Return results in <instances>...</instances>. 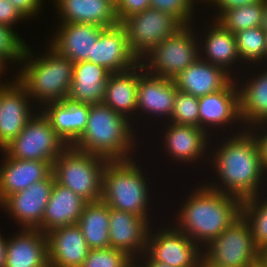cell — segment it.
Masks as SVG:
<instances>
[{
    "label": "cell",
    "mask_w": 267,
    "mask_h": 267,
    "mask_svg": "<svg viewBox=\"0 0 267 267\" xmlns=\"http://www.w3.org/2000/svg\"><path fill=\"white\" fill-rule=\"evenodd\" d=\"M240 131V132H239ZM223 142L210 154L207 161L215 170L217 182L206 183L212 189L244 200L263 191L267 178L262 168L261 155L255 135L242 128ZM226 140V141H224ZM219 180V182H218ZM264 180V181H262ZM220 184V185H218ZM262 186V188H261ZM261 188V190H260Z\"/></svg>",
    "instance_id": "obj_1"
},
{
    "label": "cell",
    "mask_w": 267,
    "mask_h": 267,
    "mask_svg": "<svg viewBox=\"0 0 267 267\" xmlns=\"http://www.w3.org/2000/svg\"><path fill=\"white\" fill-rule=\"evenodd\" d=\"M195 187L181 203L173 224L204 249L241 216L242 200L206 184Z\"/></svg>",
    "instance_id": "obj_2"
},
{
    "label": "cell",
    "mask_w": 267,
    "mask_h": 267,
    "mask_svg": "<svg viewBox=\"0 0 267 267\" xmlns=\"http://www.w3.org/2000/svg\"><path fill=\"white\" fill-rule=\"evenodd\" d=\"M47 48L46 54L38 56L25 44L19 61L20 66H24L15 76L32 99V104L35 101L40 103L38 109L41 105L67 99L73 78L74 63L49 44Z\"/></svg>",
    "instance_id": "obj_3"
},
{
    "label": "cell",
    "mask_w": 267,
    "mask_h": 267,
    "mask_svg": "<svg viewBox=\"0 0 267 267\" xmlns=\"http://www.w3.org/2000/svg\"><path fill=\"white\" fill-rule=\"evenodd\" d=\"M133 124L104 103L90 105L86 128L72 147L108 160L134 158L137 134Z\"/></svg>",
    "instance_id": "obj_4"
},
{
    "label": "cell",
    "mask_w": 267,
    "mask_h": 267,
    "mask_svg": "<svg viewBox=\"0 0 267 267\" xmlns=\"http://www.w3.org/2000/svg\"><path fill=\"white\" fill-rule=\"evenodd\" d=\"M141 167L133 158L108 160L104 167L101 200L109 208L129 212L151 221L148 206L151 202L150 184H147L149 179Z\"/></svg>",
    "instance_id": "obj_5"
},
{
    "label": "cell",
    "mask_w": 267,
    "mask_h": 267,
    "mask_svg": "<svg viewBox=\"0 0 267 267\" xmlns=\"http://www.w3.org/2000/svg\"><path fill=\"white\" fill-rule=\"evenodd\" d=\"M107 162L105 157L68 146L53 162L55 181L87 202L99 201Z\"/></svg>",
    "instance_id": "obj_6"
},
{
    "label": "cell",
    "mask_w": 267,
    "mask_h": 267,
    "mask_svg": "<svg viewBox=\"0 0 267 267\" xmlns=\"http://www.w3.org/2000/svg\"><path fill=\"white\" fill-rule=\"evenodd\" d=\"M191 26H183L164 39L140 61L148 74L174 79L200 58L198 33L196 36Z\"/></svg>",
    "instance_id": "obj_7"
},
{
    "label": "cell",
    "mask_w": 267,
    "mask_h": 267,
    "mask_svg": "<svg viewBox=\"0 0 267 267\" xmlns=\"http://www.w3.org/2000/svg\"><path fill=\"white\" fill-rule=\"evenodd\" d=\"M203 249V260L220 267H255L260 249L246 220L239 216Z\"/></svg>",
    "instance_id": "obj_8"
},
{
    "label": "cell",
    "mask_w": 267,
    "mask_h": 267,
    "mask_svg": "<svg viewBox=\"0 0 267 267\" xmlns=\"http://www.w3.org/2000/svg\"><path fill=\"white\" fill-rule=\"evenodd\" d=\"M68 146L55 133L48 118L38 109L22 132L0 152L20 160L53 163Z\"/></svg>",
    "instance_id": "obj_9"
},
{
    "label": "cell",
    "mask_w": 267,
    "mask_h": 267,
    "mask_svg": "<svg viewBox=\"0 0 267 267\" xmlns=\"http://www.w3.org/2000/svg\"><path fill=\"white\" fill-rule=\"evenodd\" d=\"M128 46L140 62L157 44L173 36L183 25L172 15L149 7L123 19Z\"/></svg>",
    "instance_id": "obj_10"
},
{
    "label": "cell",
    "mask_w": 267,
    "mask_h": 267,
    "mask_svg": "<svg viewBox=\"0 0 267 267\" xmlns=\"http://www.w3.org/2000/svg\"><path fill=\"white\" fill-rule=\"evenodd\" d=\"M151 229L146 252L155 261L166 263L171 267H200L203 249L186 234L173 224L160 227L154 233Z\"/></svg>",
    "instance_id": "obj_11"
},
{
    "label": "cell",
    "mask_w": 267,
    "mask_h": 267,
    "mask_svg": "<svg viewBox=\"0 0 267 267\" xmlns=\"http://www.w3.org/2000/svg\"><path fill=\"white\" fill-rule=\"evenodd\" d=\"M55 183L53 172L41 181L35 182L28 188L13 193L1 203L9 217H12L20 229H38L44 215Z\"/></svg>",
    "instance_id": "obj_12"
},
{
    "label": "cell",
    "mask_w": 267,
    "mask_h": 267,
    "mask_svg": "<svg viewBox=\"0 0 267 267\" xmlns=\"http://www.w3.org/2000/svg\"><path fill=\"white\" fill-rule=\"evenodd\" d=\"M35 108L25 88L15 77L12 82L1 84L0 150L22 132L38 110Z\"/></svg>",
    "instance_id": "obj_13"
},
{
    "label": "cell",
    "mask_w": 267,
    "mask_h": 267,
    "mask_svg": "<svg viewBox=\"0 0 267 267\" xmlns=\"http://www.w3.org/2000/svg\"><path fill=\"white\" fill-rule=\"evenodd\" d=\"M150 224L143 217L109 208L110 247L125 251L136 260L146 251Z\"/></svg>",
    "instance_id": "obj_14"
},
{
    "label": "cell",
    "mask_w": 267,
    "mask_h": 267,
    "mask_svg": "<svg viewBox=\"0 0 267 267\" xmlns=\"http://www.w3.org/2000/svg\"><path fill=\"white\" fill-rule=\"evenodd\" d=\"M176 85L173 79L148 74L139 62L137 91V113L148 117L170 119L176 98ZM139 111V112H138ZM145 112V113H144ZM154 114V115H153Z\"/></svg>",
    "instance_id": "obj_15"
},
{
    "label": "cell",
    "mask_w": 267,
    "mask_h": 267,
    "mask_svg": "<svg viewBox=\"0 0 267 267\" xmlns=\"http://www.w3.org/2000/svg\"><path fill=\"white\" fill-rule=\"evenodd\" d=\"M236 122L238 126L240 124V127L245 128L239 113L236 79L218 92L199 97V127L202 130L208 132L209 129L212 130L211 127L215 129L218 126L216 129H220L219 127H226L227 124L228 128Z\"/></svg>",
    "instance_id": "obj_16"
},
{
    "label": "cell",
    "mask_w": 267,
    "mask_h": 267,
    "mask_svg": "<svg viewBox=\"0 0 267 267\" xmlns=\"http://www.w3.org/2000/svg\"><path fill=\"white\" fill-rule=\"evenodd\" d=\"M167 124V128L163 129L165 136H163L164 142L162 144L169 158L179 162V164L181 162L182 164L185 162L195 164L198 160L199 162L202 159L205 160L206 156L210 157L206 155L209 151L206 148L211 144V140H209L211 133L209 134L200 127L170 122Z\"/></svg>",
    "instance_id": "obj_17"
},
{
    "label": "cell",
    "mask_w": 267,
    "mask_h": 267,
    "mask_svg": "<svg viewBox=\"0 0 267 267\" xmlns=\"http://www.w3.org/2000/svg\"><path fill=\"white\" fill-rule=\"evenodd\" d=\"M88 61L103 66L110 73L128 71L139 63L128 46L125 29L120 23L100 33Z\"/></svg>",
    "instance_id": "obj_18"
},
{
    "label": "cell",
    "mask_w": 267,
    "mask_h": 267,
    "mask_svg": "<svg viewBox=\"0 0 267 267\" xmlns=\"http://www.w3.org/2000/svg\"><path fill=\"white\" fill-rule=\"evenodd\" d=\"M104 29L89 23H59L48 44L73 63L88 61L93 46Z\"/></svg>",
    "instance_id": "obj_19"
},
{
    "label": "cell",
    "mask_w": 267,
    "mask_h": 267,
    "mask_svg": "<svg viewBox=\"0 0 267 267\" xmlns=\"http://www.w3.org/2000/svg\"><path fill=\"white\" fill-rule=\"evenodd\" d=\"M16 232L7 238L5 267H49L47 235L38 229Z\"/></svg>",
    "instance_id": "obj_20"
},
{
    "label": "cell",
    "mask_w": 267,
    "mask_h": 267,
    "mask_svg": "<svg viewBox=\"0 0 267 267\" xmlns=\"http://www.w3.org/2000/svg\"><path fill=\"white\" fill-rule=\"evenodd\" d=\"M0 162V203L13 193L46 179L53 172V163L42 160H20L3 151Z\"/></svg>",
    "instance_id": "obj_21"
},
{
    "label": "cell",
    "mask_w": 267,
    "mask_h": 267,
    "mask_svg": "<svg viewBox=\"0 0 267 267\" xmlns=\"http://www.w3.org/2000/svg\"><path fill=\"white\" fill-rule=\"evenodd\" d=\"M49 267H81L89 247L77 224L53 229L47 234Z\"/></svg>",
    "instance_id": "obj_22"
},
{
    "label": "cell",
    "mask_w": 267,
    "mask_h": 267,
    "mask_svg": "<svg viewBox=\"0 0 267 267\" xmlns=\"http://www.w3.org/2000/svg\"><path fill=\"white\" fill-rule=\"evenodd\" d=\"M55 133L67 146H72L86 128L90 105L69 99L47 103L40 108Z\"/></svg>",
    "instance_id": "obj_23"
},
{
    "label": "cell",
    "mask_w": 267,
    "mask_h": 267,
    "mask_svg": "<svg viewBox=\"0 0 267 267\" xmlns=\"http://www.w3.org/2000/svg\"><path fill=\"white\" fill-rule=\"evenodd\" d=\"M233 79L224 69L198 58L173 81L179 91L201 97L220 91Z\"/></svg>",
    "instance_id": "obj_24"
},
{
    "label": "cell",
    "mask_w": 267,
    "mask_h": 267,
    "mask_svg": "<svg viewBox=\"0 0 267 267\" xmlns=\"http://www.w3.org/2000/svg\"><path fill=\"white\" fill-rule=\"evenodd\" d=\"M59 23H89L103 28L119 24L114 0H53Z\"/></svg>",
    "instance_id": "obj_25"
},
{
    "label": "cell",
    "mask_w": 267,
    "mask_h": 267,
    "mask_svg": "<svg viewBox=\"0 0 267 267\" xmlns=\"http://www.w3.org/2000/svg\"><path fill=\"white\" fill-rule=\"evenodd\" d=\"M208 26L209 29L204 31V36L200 35V39L202 38L199 42L200 58L224 69L236 79L238 77L237 71L234 74L235 70L232 69L237 67V62H240L241 66L242 63L237 51L235 35L215 20H212L211 25Z\"/></svg>",
    "instance_id": "obj_26"
},
{
    "label": "cell",
    "mask_w": 267,
    "mask_h": 267,
    "mask_svg": "<svg viewBox=\"0 0 267 267\" xmlns=\"http://www.w3.org/2000/svg\"><path fill=\"white\" fill-rule=\"evenodd\" d=\"M87 201L56 181L45 207L40 231L44 234L53 229L77 224Z\"/></svg>",
    "instance_id": "obj_27"
},
{
    "label": "cell",
    "mask_w": 267,
    "mask_h": 267,
    "mask_svg": "<svg viewBox=\"0 0 267 267\" xmlns=\"http://www.w3.org/2000/svg\"><path fill=\"white\" fill-rule=\"evenodd\" d=\"M138 81L139 63L128 71L110 73L102 103L128 120L135 122Z\"/></svg>",
    "instance_id": "obj_28"
},
{
    "label": "cell",
    "mask_w": 267,
    "mask_h": 267,
    "mask_svg": "<svg viewBox=\"0 0 267 267\" xmlns=\"http://www.w3.org/2000/svg\"><path fill=\"white\" fill-rule=\"evenodd\" d=\"M109 75L108 70L93 62L74 63L73 78L67 99L89 105L102 103Z\"/></svg>",
    "instance_id": "obj_29"
},
{
    "label": "cell",
    "mask_w": 267,
    "mask_h": 267,
    "mask_svg": "<svg viewBox=\"0 0 267 267\" xmlns=\"http://www.w3.org/2000/svg\"><path fill=\"white\" fill-rule=\"evenodd\" d=\"M242 82L240 87V81H236L239 113L245 129H250L267 121V68L255 72L254 76L250 75L248 80Z\"/></svg>",
    "instance_id": "obj_30"
},
{
    "label": "cell",
    "mask_w": 267,
    "mask_h": 267,
    "mask_svg": "<svg viewBox=\"0 0 267 267\" xmlns=\"http://www.w3.org/2000/svg\"><path fill=\"white\" fill-rule=\"evenodd\" d=\"M77 226L89 249L110 248L109 206L102 200L86 203Z\"/></svg>",
    "instance_id": "obj_31"
},
{
    "label": "cell",
    "mask_w": 267,
    "mask_h": 267,
    "mask_svg": "<svg viewBox=\"0 0 267 267\" xmlns=\"http://www.w3.org/2000/svg\"><path fill=\"white\" fill-rule=\"evenodd\" d=\"M264 12V0L253 4L223 11L215 21L235 34L239 31L260 27Z\"/></svg>",
    "instance_id": "obj_32"
},
{
    "label": "cell",
    "mask_w": 267,
    "mask_h": 267,
    "mask_svg": "<svg viewBox=\"0 0 267 267\" xmlns=\"http://www.w3.org/2000/svg\"><path fill=\"white\" fill-rule=\"evenodd\" d=\"M261 195L242 200L241 207V216L249 224L254 242L260 250L267 246V197Z\"/></svg>",
    "instance_id": "obj_33"
},
{
    "label": "cell",
    "mask_w": 267,
    "mask_h": 267,
    "mask_svg": "<svg viewBox=\"0 0 267 267\" xmlns=\"http://www.w3.org/2000/svg\"><path fill=\"white\" fill-rule=\"evenodd\" d=\"M236 45L242 63L255 66L266 64L265 61V40L266 32L262 27H254L235 33ZM261 62V63H260ZM257 64V65H256Z\"/></svg>",
    "instance_id": "obj_34"
},
{
    "label": "cell",
    "mask_w": 267,
    "mask_h": 267,
    "mask_svg": "<svg viewBox=\"0 0 267 267\" xmlns=\"http://www.w3.org/2000/svg\"><path fill=\"white\" fill-rule=\"evenodd\" d=\"M167 122L199 127V97L177 89L173 112Z\"/></svg>",
    "instance_id": "obj_35"
},
{
    "label": "cell",
    "mask_w": 267,
    "mask_h": 267,
    "mask_svg": "<svg viewBox=\"0 0 267 267\" xmlns=\"http://www.w3.org/2000/svg\"><path fill=\"white\" fill-rule=\"evenodd\" d=\"M133 260L119 249H90L81 267H127Z\"/></svg>",
    "instance_id": "obj_36"
},
{
    "label": "cell",
    "mask_w": 267,
    "mask_h": 267,
    "mask_svg": "<svg viewBox=\"0 0 267 267\" xmlns=\"http://www.w3.org/2000/svg\"><path fill=\"white\" fill-rule=\"evenodd\" d=\"M150 7L175 17L183 26L192 25L194 20L193 0H149Z\"/></svg>",
    "instance_id": "obj_37"
},
{
    "label": "cell",
    "mask_w": 267,
    "mask_h": 267,
    "mask_svg": "<svg viewBox=\"0 0 267 267\" xmlns=\"http://www.w3.org/2000/svg\"><path fill=\"white\" fill-rule=\"evenodd\" d=\"M26 41L12 29L0 25V54L9 62L19 63Z\"/></svg>",
    "instance_id": "obj_38"
},
{
    "label": "cell",
    "mask_w": 267,
    "mask_h": 267,
    "mask_svg": "<svg viewBox=\"0 0 267 267\" xmlns=\"http://www.w3.org/2000/svg\"><path fill=\"white\" fill-rule=\"evenodd\" d=\"M116 15L119 23L131 16L150 7L149 0H114Z\"/></svg>",
    "instance_id": "obj_39"
},
{
    "label": "cell",
    "mask_w": 267,
    "mask_h": 267,
    "mask_svg": "<svg viewBox=\"0 0 267 267\" xmlns=\"http://www.w3.org/2000/svg\"><path fill=\"white\" fill-rule=\"evenodd\" d=\"M22 20L27 21L13 6L12 2L0 0V25H4L15 32L14 25L19 24V21L23 22Z\"/></svg>",
    "instance_id": "obj_40"
},
{
    "label": "cell",
    "mask_w": 267,
    "mask_h": 267,
    "mask_svg": "<svg viewBox=\"0 0 267 267\" xmlns=\"http://www.w3.org/2000/svg\"><path fill=\"white\" fill-rule=\"evenodd\" d=\"M249 130L256 137L261 155L262 168L267 178V121L257 124Z\"/></svg>",
    "instance_id": "obj_41"
},
{
    "label": "cell",
    "mask_w": 267,
    "mask_h": 267,
    "mask_svg": "<svg viewBox=\"0 0 267 267\" xmlns=\"http://www.w3.org/2000/svg\"><path fill=\"white\" fill-rule=\"evenodd\" d=\"M13 3V6L20 12V14L27 20L28 18H35L42 12L41 6L45 2L43 0H8ZM41 11V12H40Z\"/></svg>",
    "instance_id": "obj_42"
},
{
    "label": "cell",
    "mask_w": 267,
    "mask_h": 267,
    "mask_svg": "<svg viewBox=\"0 0 267 267\" xmlns=\"http://www.w3.org/2000/svg\"><path fill=\"white\" fill-rule=\"evenodd\" d=\"M260 1H263V0H214L211 3V6L215 7V9L217 8V10H215V12H214L215 17L211 18V20H215L217 18V16H219L225 10H229L231 8H238L241 6L253 4L256 2H260Z\"/></svg>",
    "instance_id": "obj_43"
},
{
    "label": "cell",
    "mask_w": 267,
    "mask_h": 267,
    "mask_svg": "<svg viewBox=\"0 0 267 267\" xmlns=\"http://www.w3.org/2000/svg\"><path fill=\"white\" fill-rule=\"evenodd\" d=\"M140 257H138L136 261L141 265V267H171L166 263L155 261L146 251Z\"/></svg>",
    "instance_id": "obj_44"
},
{
    "label": "cell",
    "mask_w": 267,
    "mask_h": 267,
    "mask_svg": "<svg viewBox=\"0 0 267 267\" xmlns=\"http://www.w3.org/2000/svg\"><path fill=\"white\" fill-rule=\"evenodd\" d=\"M0 234V267H5V253L7 238Z\"/></svg>",
    "instance_id": "obj_45"
},
{
    "label": "cell",
    "mask_w": 267,
    "mask_h": 267,
    "mask_svg": "<svg viewBox=\"0 0 267 267\" xmlns=\"http://www.w3.org/2000/svg\"><path fill=\"white\" fill-rule=\"evenodd\" d=\"M7 63H8V65H9V62L0 54V84H6V83H8V82H10V80L9 81H2V75L4 74H6V73H4V71L6 70L5 68L7 67Z\"/></svg>",
    "instance_id": "obj_46"
},
{
    "label": "cell",
    "mask_w": 267,
    "mask_h": 267,
    "mask_svg": "<svg viewBox=\"0 0 267 267\" xmlns=\"http://www.w3.org/2000/svg\"><path fill=\"white\" fill-rule=\"evenodd\" d=\"M261 27L267 33V0H264V12Z\"/></svg>",
    "instance_id": "obj_47"
},
{
    "label": "cell",
    "mask_w": 267,
    "mask_h": 267,
    "mask_svg": "<svg viewBox=\"0 0 267 267\" xmlns=\"http://www.w3.org/2000/svg\"><path fill=\"white\" fill-rule=\"evenodd\" d=\"M265 266H267V246L263 247L260 250V259H259Z\"/></svg>",
    "instance_id": "obj_48"
},
{
    "label": "cell",
    "mask_w": 267,
    "mask_h": 267,
    "mask_svg": "<svg viewBox=\"0 0 267 267\" xmlns=\"http://www.w3.org/2000/svg\"><path fill=\"white\" fill-rule=\"evenodd\" d=\"M193 1H194L195 4H196V3L199 4V2H200V3H202V5H205L204 2H206V3L208 2L207 4L210 5L214 0H200V1H199V0H193ZM195 1H196V2H195ZM197 1H199V2H197ZM203 3H204V4H203Z\"/></svg>",
    "instance_id": "obj_49"
},
{
    "label": "cell",
    "mask_w": 267,
    "mask_h": 267,
    "mask_svg": "<svg viewBox=\"0 0 267 267\" xmlns=\"http://www.w3.org/2000/svg\"><path fill=\"white\" fill-rule=\"evenodd\" d=\"M127 267H141V265L136 260H133Z\"/></svg>",
    "instance_id": "obj_50"
},
{
    "label": "cell",
    "mask_w": 267,
    "mask_h": 267,
    "mask_svg": "<svg viewBox=\"0 0 267 267\" xmlns=\"http://www.w3.org/2000/svg\"><path fill=\"white\" fill-rule=\"evenodd\" d=\"M200 267H220V266L209 265L202 259Z\"/></svg>",
    "instance_id": "obj_51"
},
{
    "label": "cell",
    "mask_w": 267,
    "mask_h": 267,
    "mask_svg": "<svg viewBox=\"0 0 267 267\" xmlns=\"http://www.w3.org/2000/svg\"><path fill=\"white\" fill-rule=\"evenodd\" d=\"M265 61L267 62V33H266V40H265Z\"/></svg>",
    "instance_id": "obj_52"
},
{
    "label": "cell",
    "mask_w": 267,
    "mask_h": 267,
    "mask_svg": "<svg viewBox=\"0 0 267 267\" xmlns=\"http://www.w3.org/2000/svg\"><path fill=\"white\" fill-rule=\"evenodd\" d=\"M255 267H267L265 266L260 260L257 262V264L255 265Z\"/></svg>",
    "instance_id": "obj_53"
},
{
    "label": "cell",
    "mask_w": 267,
    "mask_h": 267,
    "mask_svg": "<svg viewBox=\"0 0 267 267\" xmlns=\"http://www.w3.org/2000/svg\"><path fill=\"white\" fill-rule=\"evenodd\" d=\"M0 110H1V84H0Z\"/></svg>",
    "instance_id": "obj_54"
}]
</instances>
